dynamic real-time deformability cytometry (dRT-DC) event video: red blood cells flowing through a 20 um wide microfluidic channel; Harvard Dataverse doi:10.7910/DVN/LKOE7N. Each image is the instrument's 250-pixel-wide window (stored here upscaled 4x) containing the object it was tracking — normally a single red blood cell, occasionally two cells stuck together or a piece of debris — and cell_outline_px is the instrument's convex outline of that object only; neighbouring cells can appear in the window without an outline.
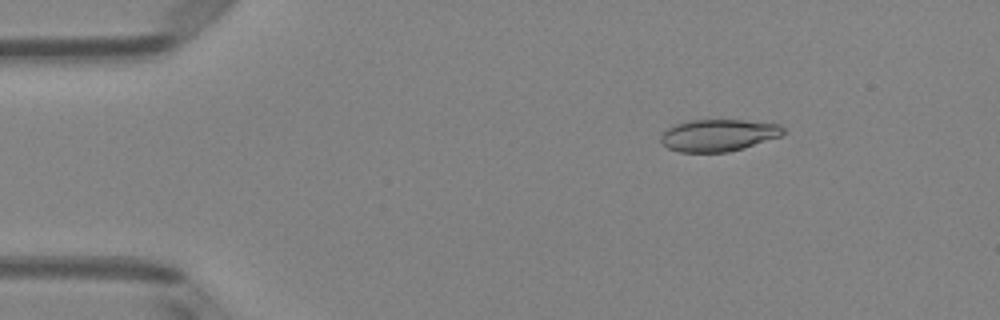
{"species": "Egyptian fruit bat (a non-hibernating species)", "species_latin": "Rousettus aegyptiacus", "temperature_condition": "room temperature", "stored_images_in_passage": 2, "camera_frame_rate_fps": 3000, "um_per_image_px": 0.085, "animal": {"sex": "female"}, "frame": {"image": 1, "passage_image": 1, "time_ms": 0.0, "image_size_px": [1000, 320], "cell_outline_px": [[784, 132], [780, 136], [744, 148], [728, 152], [680, 152], [668, 148], [660, 140], [660, 136], [668, 128], [676, 124], [688, 120], [744, 120], [780, 124], [784, 128]], "centroid_in_image_um": [61.06, 11.49], "position_along_channel_um": 23.9, "area_um2": 22.77}}